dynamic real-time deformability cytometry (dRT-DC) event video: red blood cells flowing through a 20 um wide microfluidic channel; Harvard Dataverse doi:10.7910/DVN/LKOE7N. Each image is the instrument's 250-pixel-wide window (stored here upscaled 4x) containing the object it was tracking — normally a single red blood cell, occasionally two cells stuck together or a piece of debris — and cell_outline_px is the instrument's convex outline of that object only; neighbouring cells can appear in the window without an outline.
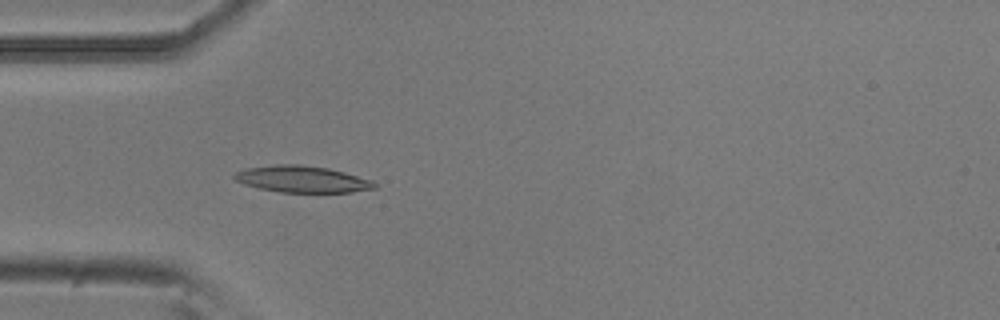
{"species": "common noctule bat (a hibernating species)", "species_latin": "Nyctalus noctula", "temperature_condition": "room temperature", "stored_images_in_passage": 4, "camera_frame_rate_fps": 3000, "um_per_image_px": 0.085, "animal": {"sex": "male", "body_mass_g": 20.5, "forearm_length_mm": 52.5}, "frame": {"image": 1, "passage_image": 4, "time_ms": 1.0, "image_size_px": [1000, 320], "cell_outline_px": [[376, 188], [352, 192], [280, 192], [260, 188], [244, 184], [236, 180], [232, 176], [236, 172], [244, 168], [276, 164], [300, 164], [328, 168], [344, 172], [372, 180], [376, 184]], "centroid_in_image_um": [25.67, 15.22], "position_along_channel_um": 59.3, "area_um2": 21.68}}